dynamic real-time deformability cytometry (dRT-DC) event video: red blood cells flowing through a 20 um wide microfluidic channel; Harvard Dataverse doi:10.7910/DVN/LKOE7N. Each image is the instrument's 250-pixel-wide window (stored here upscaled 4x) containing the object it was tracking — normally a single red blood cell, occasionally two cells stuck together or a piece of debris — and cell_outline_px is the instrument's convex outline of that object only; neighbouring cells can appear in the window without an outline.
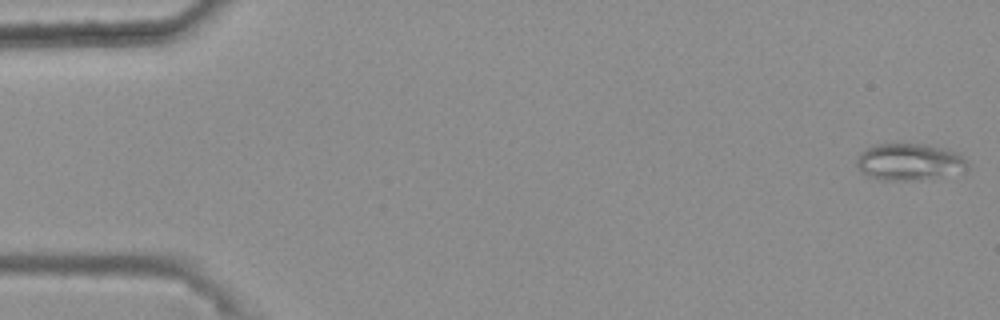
{"species": "common noctule bat (a hibernating species)", "species_latin": "Nyctalus noctula", "temperature_condition": "warm", "stored_images_in_passage": 15, "camera_frame_rate_fps": 3000, "um_per_image_px": 0.085, "animal": {"sex": "female", "body_mass_g": 25.1}, "frame": {"image": 1, "passage_image": 1, "time_ms": 0.0, "image_size_px": [1000, 320], "cell_outline_px": [[968, 168], [964, 172], [916, 180], [884, 180], [868, 176], [856, 164], [856, 160], [860, 152], [876, 144], [928, 144], [948, 148], [960, 152], [968, 164]], "centroid_in_image_um": [77.36, 13.74], "position_along_channel_um": 7.6, "area_um2": 23.93}}